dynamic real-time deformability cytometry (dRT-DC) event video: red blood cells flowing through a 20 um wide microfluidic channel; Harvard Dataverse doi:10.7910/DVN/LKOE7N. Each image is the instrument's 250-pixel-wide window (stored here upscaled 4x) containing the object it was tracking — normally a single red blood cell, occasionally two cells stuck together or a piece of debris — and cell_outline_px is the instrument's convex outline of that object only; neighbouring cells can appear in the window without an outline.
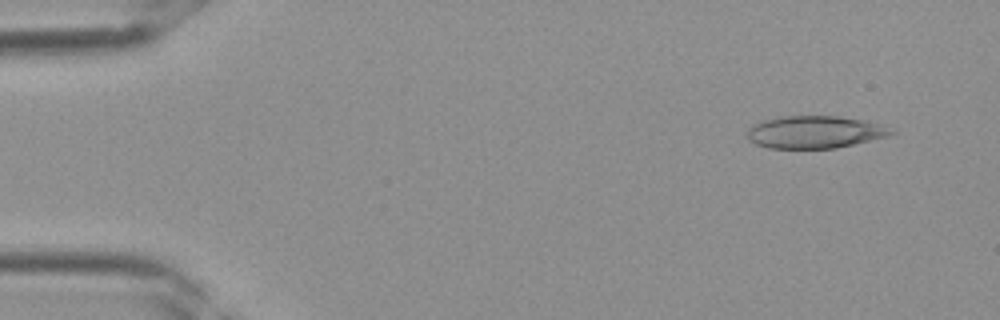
{"species": "Egyptian fruit bat (a non-hibernating species)", "species_latin": "Rousettus aegyptiacus", "temperature_condition": "room temperature", "stored_images_in_passage": 37, "segment_of_instrument_passage": [1, 2], "camera_frame_rate_fps": 3000, "um_per_image_px": 0.085, "frame": {"image": 1, "passage_image": 2, "time_ms": 0.333, "image_size_px": [1000, 320], "cell_outline_px": [[896, 132], [888, 136], [836, 148], [768, 148], [756, 144], [748, 140], [748, 128], [752, 124], [764, 120], [780, 116], [840, 116], [864, 120]], "centroid_in_image_um": [69.18, 11.22], "position_along_channel_um": 15.8, "area_um2": 26.93}}
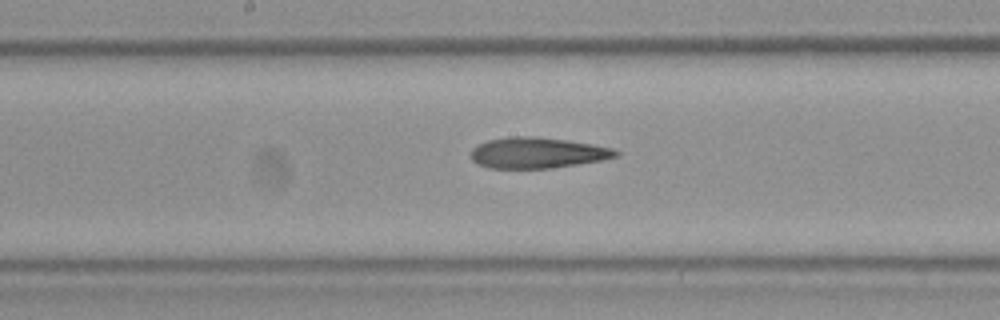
{"frame": {"image": 2, "passage_image": 18, "time_ms": 5.667, "image_size_px": [1000, 320], "cell_outline_px": [[620, 156], [604, 160], [548, 168], [488, 168], [476, 164], [472, 160], [472, 148], [476, 144], [488, 140], [508, 136], [536, 136], [568, 140], [592, 144], [612, 148], [620, 152]], "centroid_in_image_um": [45.67, 12.98], "position_along_channel_um": 202.5, "area_um2": 26.24}}
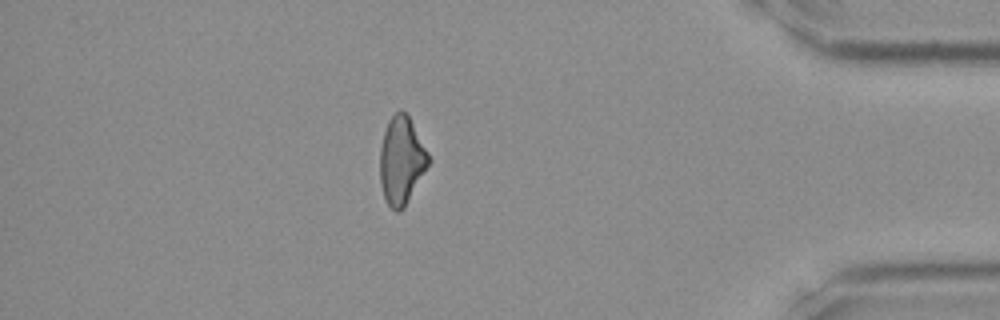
{"frame": {"image": 3, "passage_image": 31, "time_ms": 10.0, "image_size_px": [1000, 320], "cell_outline_px": [[432, 160], [404, 208], [400, 212], [396, 212], [388, 204], [384, 196], [380, 184], [380, 148], [384, 132], [388, 120], [400, 108], [408, 116], [428, 152]], "centroid_in_image_um": [34.13, 13.66], "position_along_channel_um": 401.1, "area_um2": 24.8}}